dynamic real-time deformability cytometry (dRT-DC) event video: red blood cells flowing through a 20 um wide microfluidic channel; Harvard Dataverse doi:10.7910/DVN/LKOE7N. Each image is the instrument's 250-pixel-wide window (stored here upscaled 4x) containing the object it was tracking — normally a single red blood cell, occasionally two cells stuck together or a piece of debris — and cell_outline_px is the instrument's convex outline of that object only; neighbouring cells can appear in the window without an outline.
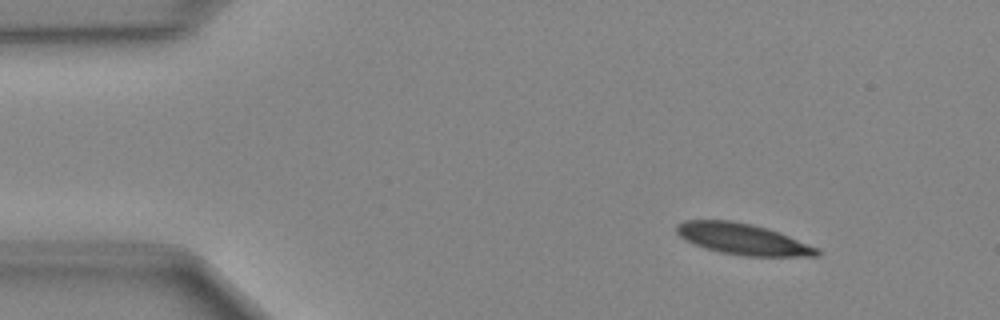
{"species": "Egyptian fruit bat (a non-hibernating species)", "species_latin": "Rousettus aegyptiacus", "temperature_condition": "cold", "stored_images_in_passage": 44, "camera_frame_rate_fps": 3000, "um_per_image_px": 0.085, "animal": {"sex": "female"}, "frame": {"image": 1, "passage_image": 1, "time_ms": 0.0, "image_size_px": [1000, 320], "cell_outline_px": [[824, 252], [820, 256], [744, 256], [720, 252], [684, 240], [676, 232], [676, 224], [684, 220], [732, 220], [752, 224], [768, 228], [780, 232], [820, 248]], "centroid_in_image_um": [63.2, 20.32], "position_along_channel_um": 21.8, "area_um2": 25.72}}
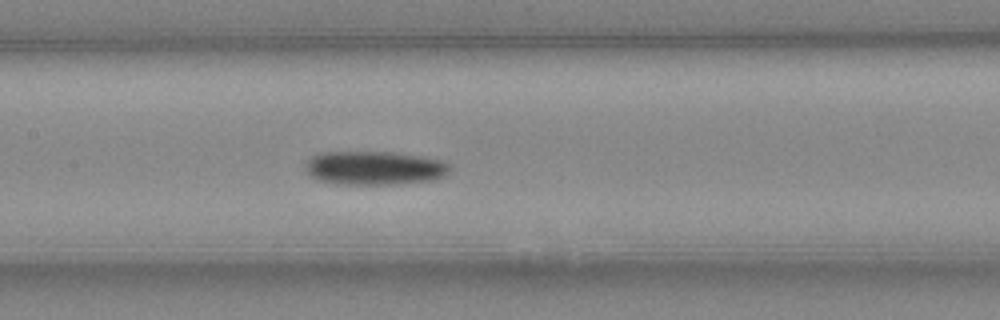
{"frame": {"image": 2, "passage_image": 18, "time_ms": 5.667, "image_size_px": [1000, 320], "cell_outline_px": [[452, 168], [444, 176], [432, 180], [396, 184], [336, 184], [320, 180], [304, 172], [304, 164], [312, 156], [324, 152], [392, 152], [420, 156], [444, 160], [452, 164]], "centroid_in_image_um": [31.85, 14.27], "position_along_channel_um": 175.6, "area_um2": 28.67}}
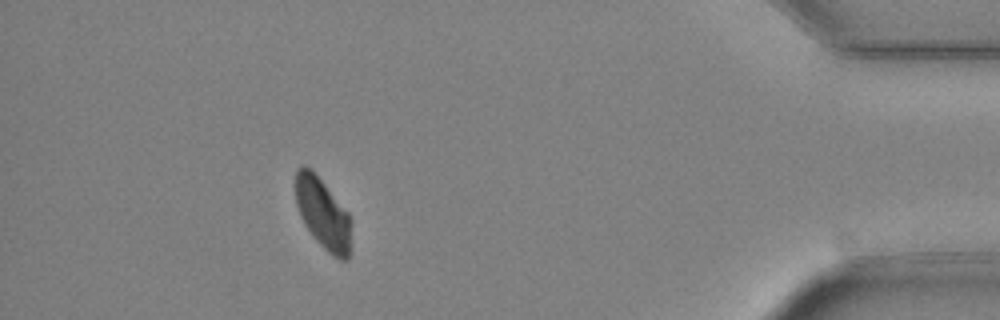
{"frame": {"image": 3, "passage_image": 39, "time_ms": 12.667, "image_size_px": [1000, 320], "cell_outline_px": [[352, 220], [348, 260], [340, 260], [332, 256], [316, 240], [304, 224], [300, 216], [296, 204], [296, 168], [304, 164], [312, 168], [348, 212]], "centroid_in_image_um": [27.45, 18.13], "position_along_channel_um": 407.8, "area_um2": 23.24}}